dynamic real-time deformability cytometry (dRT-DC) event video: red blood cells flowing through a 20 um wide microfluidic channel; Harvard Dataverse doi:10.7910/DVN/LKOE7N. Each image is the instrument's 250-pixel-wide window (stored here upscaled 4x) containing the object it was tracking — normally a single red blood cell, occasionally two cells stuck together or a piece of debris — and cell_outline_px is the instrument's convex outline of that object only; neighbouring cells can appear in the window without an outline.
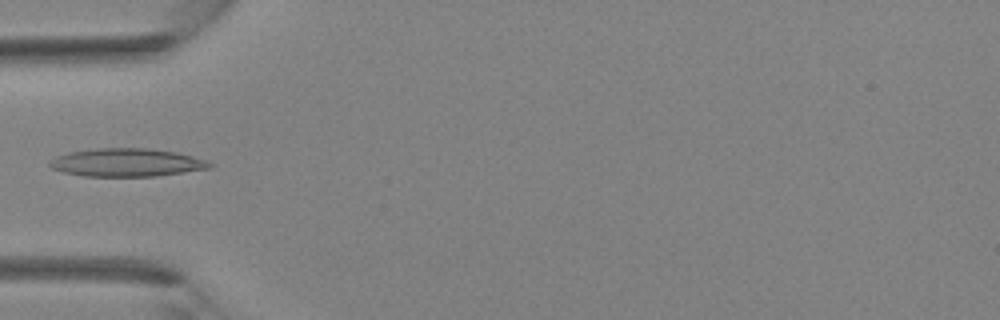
{"species": "Egyptian fruit bat (a non-hibernating species)", "species_latin": "Rousettus aegyptiacus", "temperature_condition": "room temperature", "stored_images_in_passage": 13, "camera_frame_rate_fps": 3000, "um_per_image_px": 0.085, "animal": {"sex": "female"}, "frame": {"image": 1, "passage_image": 2, "time_ms": 0.333, "image_size_px": [1000, 320], "cell_outline_px": [[212, 168], [156, 176], [84, 176], [64, 172], [52, 168], [48, 164], [56, 156], [68, 152], [96, 148], [148, 148], [176, 152], [208, 160], [212, 164]], "centroid_in_image_um": [10.79, 13.81], "position_along_channel_um": 74.2, "area_um2": 26.18}}
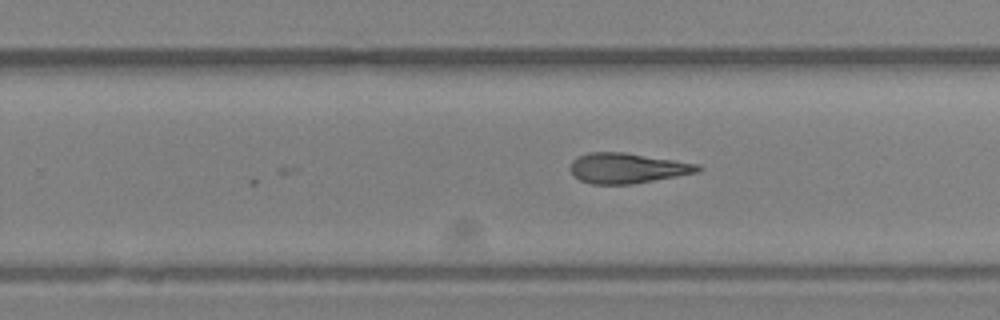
{"frame": {"image": 2, "passage_image": 13, "time_ms": 4.0, "image_size_px": [1000, 320], "cell_outline_px": [[704, 168], [700, 172], [632, 184], [592, 184], [580, 180], [572, 176], [568, 168], [572, 160], [576, 156], [588, 152], [624, 152], [700, 164]], "centroid_in_image_um": [53.29, 14.29], "position_along_channel_um": 276.5, "area_um2": 22.83}}